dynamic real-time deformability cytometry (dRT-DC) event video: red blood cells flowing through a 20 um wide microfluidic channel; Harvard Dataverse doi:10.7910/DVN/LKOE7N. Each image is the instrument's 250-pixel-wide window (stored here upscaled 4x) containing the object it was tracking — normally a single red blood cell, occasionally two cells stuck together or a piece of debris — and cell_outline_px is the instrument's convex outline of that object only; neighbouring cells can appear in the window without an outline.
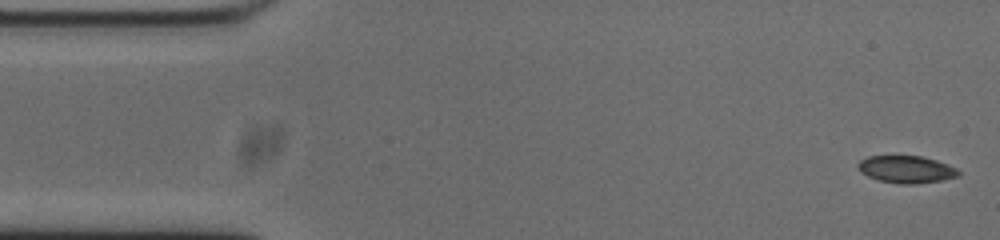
{"species": "common noctule bat (a hibernating species)", "species_latin": "Nyctalus noctula", "temperature_condition": "cold", "stored_images_in_passage": 53, "camera_frame_rate_fps": 3000, "um_per_image_px": 0.085, "animal": {"sex": "male", "body_mass_g": 20.0, "forearm_length_mm": 53.3}, "frame": {"image": 1, "passage_image": 1, "time_ms": 0.0, "image_size_px": [1000, 240], "cell_outline_px": [[960, 176], [944, 180], [916, 184], [900, 184], [880, 180], [868, 176], [860, 172], [856, 164], [860, 160], [868, 156], [920, 156], [936, 160], [948, 164], [956, 168], [960, 172]], "centroid_in_image_um": [77.05, 14.4], "position_along_channel_um": 7.9, "area_um2": 16.07}}
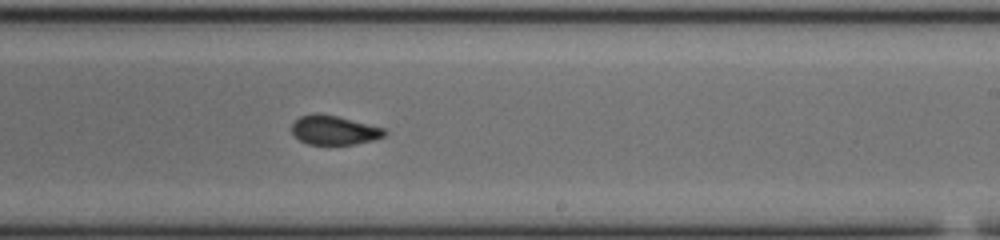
{"frame": {"image": 2, "passage_image": 30, "time_ms": 9.667, "image_size_px": [1000, 240], "cell_outline_px": [[388, 132], [384, 136], [376, 140], [356, 144], [308, 144], [300, 140], [292, 132], [292, 124], [300, 116], [316, 112], [336, 116], [384, 128]], "centroid_in_image_um": [28.42, 11.06], "position_along_channel_um": 260.6, "area_um2": 15.72}}
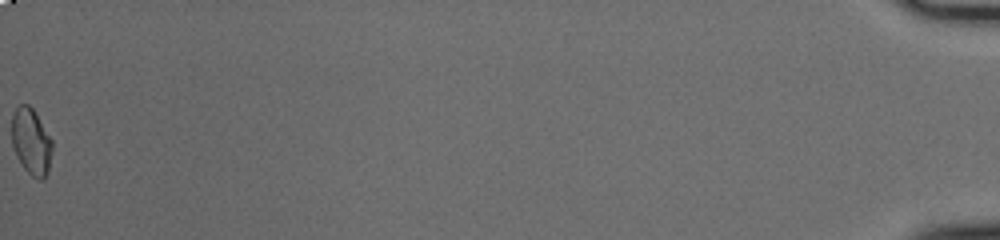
{"frame": {"image": 3, "passage_image": 53, "time_ms": 17.333, "image_size_px": [1000, 240], "cell_outline_px": [[52, 152], [48, 172], [40, 180], [32, 176], [24, 168], [16, 156], [12, 144], [12, 112], [20, 104], [28, 104], [36, 112], [52, 140]], "centroid_in_image_um": [2.65, 12.01], "position_along_channel_um": 432.6, "area_um2": 15.72}, "authors_computed_cell_mechanics": {"area_um2": 16.2996, "velocity_mm_per_s": 3.7518, "shape_relaxation_time_tau1_ms": 7.0795, "shape_relaxation_time_tau2_ms": 1.6242, "deformation_change_tau1": 0.107, "deformation_change_tau2": 0.0559}}